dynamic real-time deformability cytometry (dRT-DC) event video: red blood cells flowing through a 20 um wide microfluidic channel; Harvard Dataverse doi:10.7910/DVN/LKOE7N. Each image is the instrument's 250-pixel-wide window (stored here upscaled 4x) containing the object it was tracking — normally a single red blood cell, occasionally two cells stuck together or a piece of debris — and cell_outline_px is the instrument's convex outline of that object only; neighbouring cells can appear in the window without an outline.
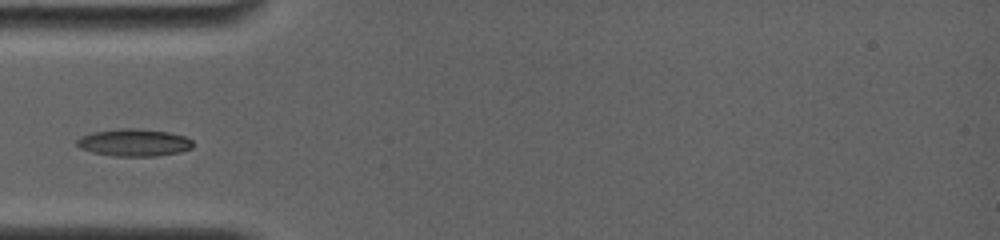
{"species": "common noctule bat (a hibernating species)", "species_latin": "Nyctalus noctula", "temperature_condition": "room temperature", "stored_images_in_passage": 7, "camera_frame_rate_fps": 4000, "um_per_image_px": 0.085, "animal": {"sex": "female", "body_mass_g": 19.0, "forearm_length_mm": 56.7}, "frame": {"image": 1, "passage_image": 2, "time_ms": 0.75, "image_size_px": [1000, 240], "cell_outline_px": [[192, 148], [180, 152], [156, 156], [112, 156], [92, 152], [80, 148], [76, 144], [76, 140], [80, 136], [92, 132], [120, 128], [132, 128], [168, 132], [184, 136], [192, 140]], "centroid_in_image_um": [11.36, 12.12], "position_along_channel_um": 73.6, "area_um2": 18.5}}
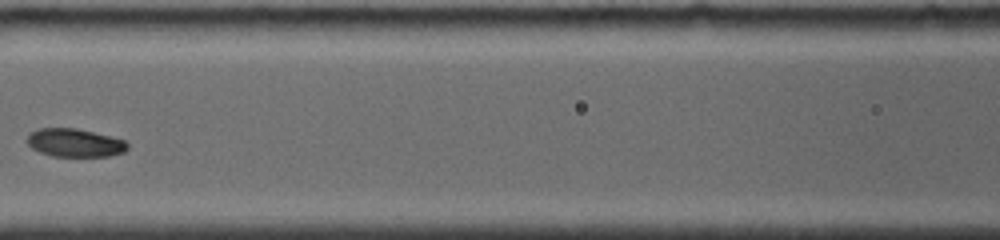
{"frame": {"image": 2, "passage_image": 5, "time_ms": 3.0, "image_size_px": [1000, 240], "cell_outline_px": [[128, 148], [124, 152], [108, 156], [52, 156], [40, 152], [32, 148], [28, 144], [28, 136], [32, 132], [40, 128], [76, 128], [124, 140], [128, 144]], "centroid_in_image_um": [6.36, 12.14], "position_along_channel_um": 160.2, "area_um2": 16.24}}
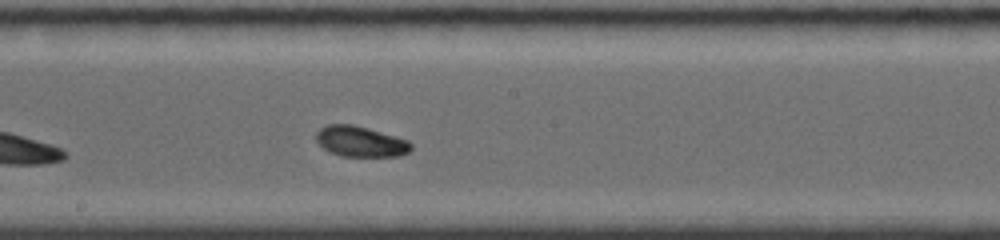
{"frame": {"image": 3, "passage_image": 7, "time_ms": 4.5, "image_size_px": [1000, 240], "cell_outline_px": [[412, 148], [408, 152], [400, 156], [340, 156], [328, 152], [316, 140], [316, 132], [320, 128], [328, 124], [352, 124], [408, 140], [412, 144]], "centroid_in_image_um": [30.62, 12.03], "position_along_channel_um": 217.6, "area_um2": 16.82}}